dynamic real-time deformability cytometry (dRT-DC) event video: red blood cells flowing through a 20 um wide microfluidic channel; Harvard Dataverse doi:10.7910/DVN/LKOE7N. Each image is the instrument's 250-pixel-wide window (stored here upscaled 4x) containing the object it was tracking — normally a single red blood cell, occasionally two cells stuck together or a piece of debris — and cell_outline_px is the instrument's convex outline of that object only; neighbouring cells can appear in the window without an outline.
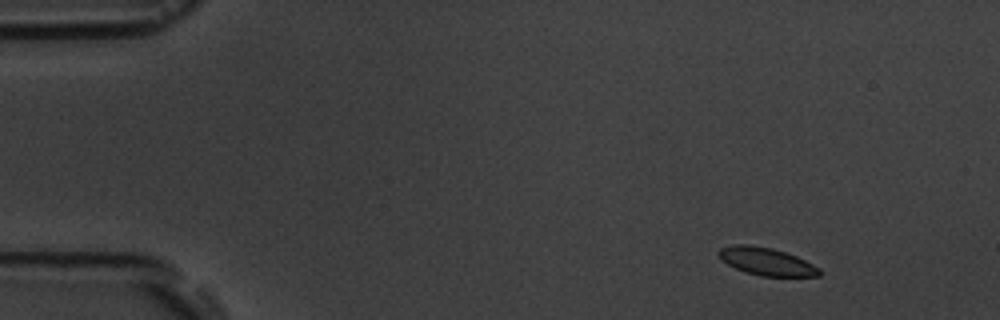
{"species": "common noctule bat (a hibernating species)", "species_latin": "Nyctalus noctula", "temperature_condition": "room temperature", "stored_images_in_passage": 4, "camera_frame_rate_fps": 3000, "um_per_image_px": 0.085, "animal": {"sex": "male", "body_mass_g": 19.5, "forearm_length_mm": 54.6}, "frame": {"image": 1, "passage_image": 1, "time_ms": 0.0, "image_size_px": [1000, 320], "cell_outline_px": [[824, 272], [820, 276], [764, 276], [744, 272], [720, 260], [716, 256], [716, 252], [720, 248], [736, 244], [748, 244], [772, 248], [796, 256], [820, 268]], "centroid_in_image_um": [65.12, 22.22], "position_along_channel_um": 19.9, "area_um2": 16.36}}
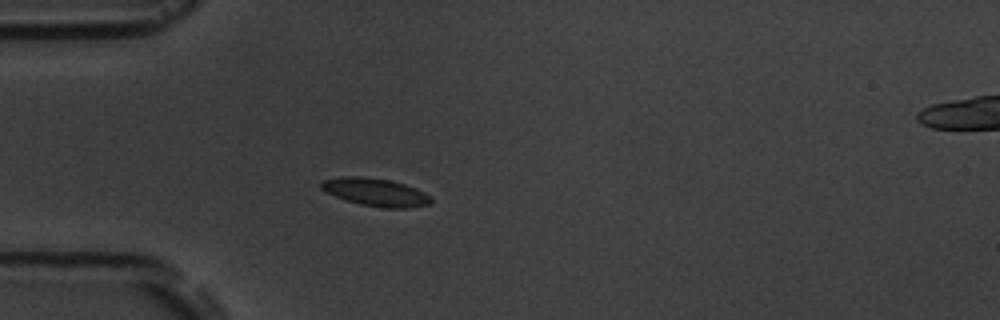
{"frame": {"image": 2, "passage_image": 4, "time_ms": 3.333, "image_size_px": [1000, 320], "cell_outline_px": [[432, 204], [408, 208], [384, 208], [360, 204], [344, 200], [320, 188], [320, 184], [324, 180], [344, 176], [360, 176], [388, 180], [404, 184], [424, 192], [432, 196]], "centroid_in_image_um": [31.96, 16.35], "position_along_channel_um": 53.0, "area_um2": 17.74}}